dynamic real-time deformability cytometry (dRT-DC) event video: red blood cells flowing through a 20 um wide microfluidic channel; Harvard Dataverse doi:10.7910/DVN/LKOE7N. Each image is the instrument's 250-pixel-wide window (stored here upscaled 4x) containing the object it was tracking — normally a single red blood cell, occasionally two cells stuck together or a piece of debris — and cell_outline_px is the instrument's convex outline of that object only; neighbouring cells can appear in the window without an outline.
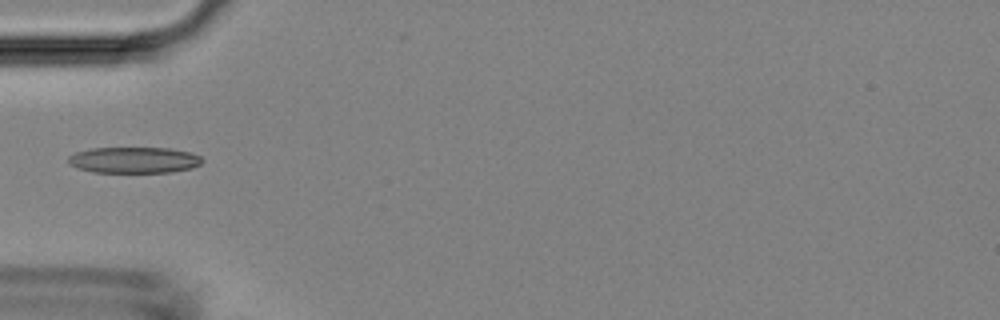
{"species": "Egyptian fruit bat (a non-hibernating species)", "species_latin": "Rousettus aegyptiacus", "temperature_condition": "room temperature", "stored_images_in_passage": 5, "camera_frame_rate_fps": 3000, "um_per_image_px": 0.085, "animal": {"sex": "female"}, "frame": {"image": 1, "passage_image": 5, "time_ms": 5.333, "image_size_px": [1000, 320], "cell_outline_px": [[204, 160], [200, 164], [192, 168], [172, 172], [92, 172], [76, 168], [68, 164], [68, 156], [76, 152], [92, 148], [168, 148], [192, 152], [200, 156]], "centroid_in_image_um": [11.39, 13.6], "position_along_channel_um": 73.6, "area_um2": 20.52}}